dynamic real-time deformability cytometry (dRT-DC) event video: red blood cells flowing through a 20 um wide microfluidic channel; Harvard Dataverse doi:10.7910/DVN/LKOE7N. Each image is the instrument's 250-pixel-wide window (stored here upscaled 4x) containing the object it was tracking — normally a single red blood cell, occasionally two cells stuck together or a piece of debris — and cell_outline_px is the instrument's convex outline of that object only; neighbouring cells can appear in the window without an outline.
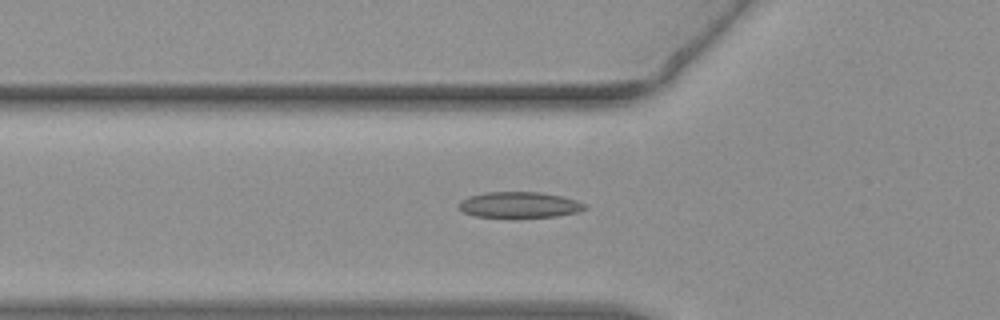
{"species": "common noctule bat (a hibernating species)", "species_latin": "Nyctalus noctula", "temperature_condition": "warm", "stored_images_in_passage": 37, "camera_frame_rate_fps": 3000, "um_per_image_px": 0.085, "animal": {"sex": "female", "body_mass_g": 19.3, "forearm_length_mm": 54.1}, "frame": {"image": 1, "passage_image": 2, "time_ms": 0.333, "image_size_px": [1000, 320], "cell_outline_px": [[588, 208], [576, 212], [556, 216], [472, 216], [464, 212], [456, 204], [460, 200], [468, 196], [484, 192], [540, 192], [560, 196], [576, 200], [584, 204]], "centroid_in_image_um": [44.09, 17.39], "position_along_channel_um": 81.7, "area_um2": 18.67}}
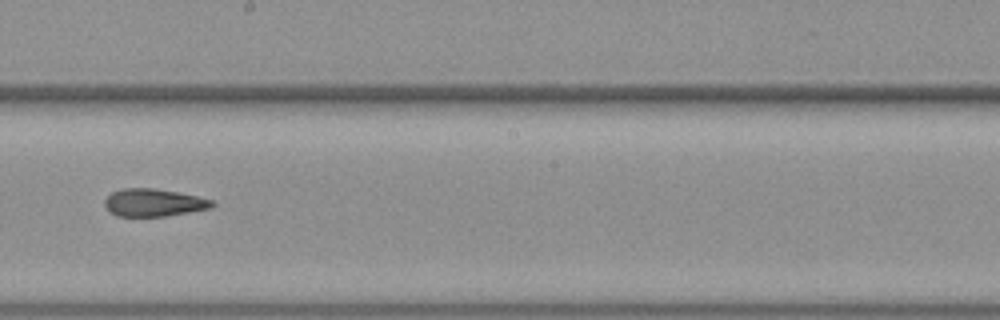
{"frame": {"image": 2, "passage_image": 14, "time_ms": 4.333, "image_size_px": [1000, 320], "cell_outline_px": [[216, 204], [212, 208], [164, 216], [116, 216], [104, 204], [104, 200], [112, 192], [124, 188], [152, 188], [180, 192], [212, 200]], "centroid_in_image_um": [13.08, 17.21], "position_along_channel_um": 235.1, "area_um2": 17.17}}
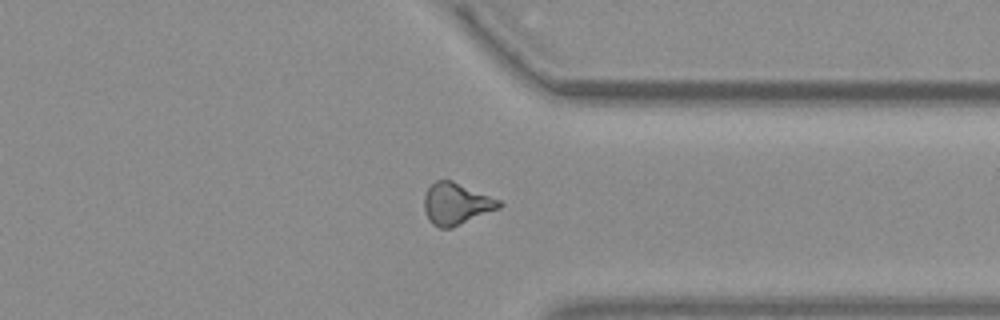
{"frame": {"image": 3, "passage_image": 25, "time_ms": 8.0, "image_size_px": [1000, 320], "cell_outline_px": [[504, 204], [500, 208], [452, 228], [440, 228], [432, 224], [428, 220], [424, 208], [424, 196], [428, 188], [436, 180], [452, 180], [500, 200]], "centroid_in_image_um": [38.78, 17.33], "position_along_channel_um": 372.6, "area_um2": 18.26}, "authors_computed_cell_mechanics": {"area_um2": 17.4556, "velocity_mm_per_s": 3.8174, "shape_relaxation_time_tau1_ms": null, "shape_relaxation_time_tau2_ms": 3.1157, "deformation_change_tau1": null, "deformation_change_tau2": 0.1064}}